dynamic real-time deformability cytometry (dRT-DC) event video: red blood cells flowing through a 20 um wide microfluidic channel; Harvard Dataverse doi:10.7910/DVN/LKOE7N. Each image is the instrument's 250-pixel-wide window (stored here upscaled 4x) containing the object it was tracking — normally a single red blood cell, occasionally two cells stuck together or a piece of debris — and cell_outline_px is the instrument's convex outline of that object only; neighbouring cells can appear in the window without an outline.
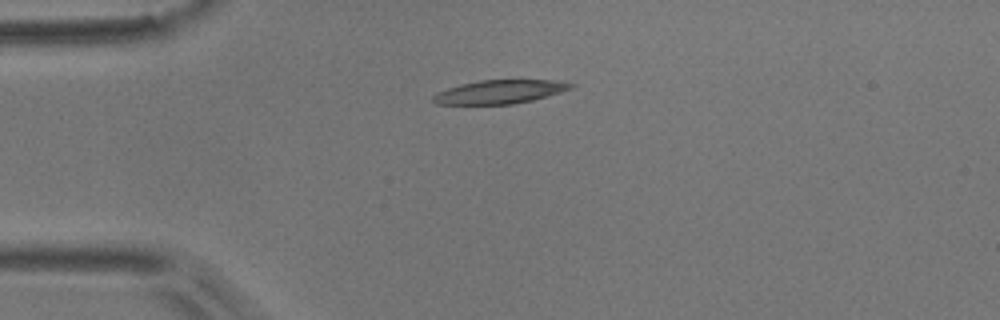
{"species": "common noctule bat (a hibernating species)", "species_latin": "Nyctalus noctula", "temperature_condition": "room temperature", "stored_images_in_passage": 2, "camera_frame_rate_fps": 3000, "um_per_image_px": 0.085, "animal": {"sex": "male", "body_mass_g": 17.9}, "frame": {"image": 1, "passage_image": 1, "time_ms": 0.0, "image_size_px": [1000, 320], "cell_outline_px": [[576, 84], [572, 88], [560, 92], [532, 100], [512, 104], [436, 104], [432, 100], [432, 96], [436, 92], [460, 84], [480, 80], [564, 80]], "centroid_in_image_um": [42.49, 7.79], "position_along_channel_um": 42.5, "area_um2": 19.02}}